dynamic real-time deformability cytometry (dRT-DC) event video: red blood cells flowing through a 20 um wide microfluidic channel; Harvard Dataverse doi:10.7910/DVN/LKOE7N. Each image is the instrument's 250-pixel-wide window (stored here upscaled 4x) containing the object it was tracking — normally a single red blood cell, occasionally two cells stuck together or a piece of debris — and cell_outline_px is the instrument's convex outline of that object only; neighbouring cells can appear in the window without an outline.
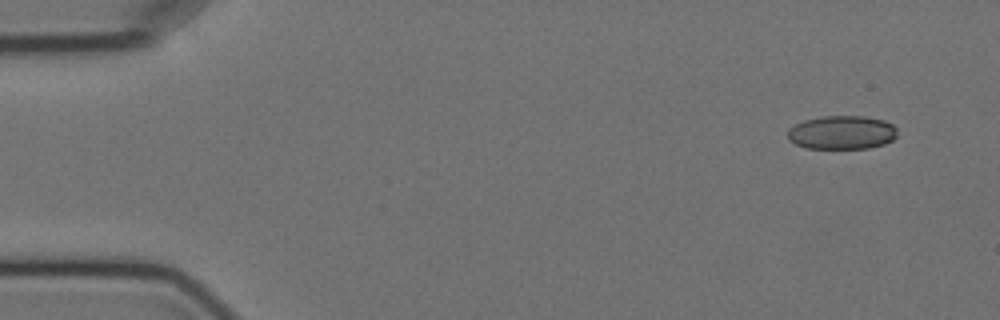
{"species": "Egyptian fruit bat (a non-hibernating species)", "species_latin": "Rousettus aegyptiacus", "temperature_condition": "cold", "stored_images_in_passage": 4, "camera_frame_rate_fps": 3000, "um_per_image_px": 0.085, "animal": {"sex": "female"}, "frame": {"image": 1, "passage_image": 1, "time_ms": 0.0, "image_size_px": [1000, 320], "cell_outline_px": [[896, 136], [892, 140], [884, 144], [868, 148], [808, 148], [796, 144], [788, 140], [788, 128], [804, 120], [820, 116], [864, 116], [884, 120], [892, 124], [896, 128]], "centroid_in_image_um": [71.55, 11.25], "position_along_channel_um": 13.4, "area_um2": 21.5}}
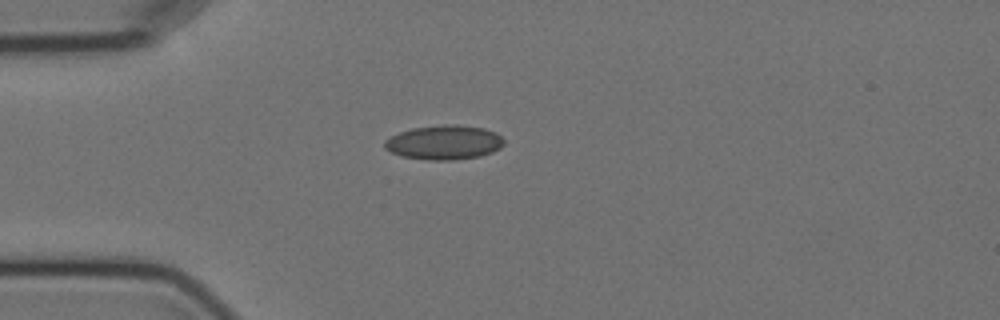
{"frame": {"image": 2, "passage_image": 4, "time_ms": 3.667, "image_size_px": [1000, 320], "cell_outline_px": [[504, 144], [500, 148], [492, 152], [480, 156], [452, 160], [432, 160], [400, 156], [384, 148], [384, 140], [400, 132], [412, 128], [444, 124], [452, 124], [484, 128], [496, 132], [504, 140]], "centroid_in_image_um": [37.76, 12.1], "position_along_channel_um": 47.2, "area_um2": 23.87}}